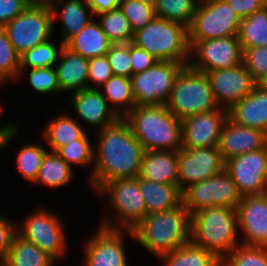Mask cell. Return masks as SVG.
Instances as JSON below:
<instances>
[{"label": "cell", "instance_id": "6f0895ef", "mask_svg": "<svg viewBox=\"0 0 267 266\" xmlns=\"http://www.w3.org/2000/svg\"><path fill=\"white\" fill-rule=\"evenodd\" d=\"M28 6H31L34 4V0H23Z\"/></svg>", "mask_w": 267, "mask_h": 266}, {"label": "cell", "instance_id": "f5cc1de1", "mask_svg": "<svg viewBox=\"0 0 267 266\" xmlns=\"http://www.w3.org/2000/svg\"><path fill=\"white\" fill-rule=\"evenodd\" d=\"M2 106L0 105V119H1V113H2ZM14 126L13 123H8L2 127H0V138H6V135L8 133V131Z\"/></svg>", "mask_w": 267, "mask_h": 266}, {"label": "cell", "instance_id": "44dd1931", "mask_svg": "<svg viewBox=\"0 0 267 266\" xmlns=\"http://www.w3.org/2000/svg\"><path fill=\"white\" fill-rule=\"evenodd\" d=\"M71 103L80 119L97 129L116 123L120 117L109 106L108 101L98 88H85L72 94Z\"/></svg>", "mask_w": 267, "mask_h": 266}, {"label": "cell", "instance_id": "cb8c5ba5", "mask_svg": "<svg viewBox=\"0 0 267 266\" xmlns=\"http://www.w3.org/2000/svg\"><path fill=\"white\" fill-rule=\"evenodd\" d=\"M178 151H145L141 162L139 178L178 185Z\"/></svg>", "mask_w": 267, "mask_h": 266}, {"label": "cell", "instance_id": "ab89813d", "mask_svg": "<svg viewBox=\"0 0 267 266\" xmlns=\"http://www.w3.org/2000/svg\"><path fill=\"white\" fill-rule=\"evenodd\" d=\"M56 153L72 167V165L94 164V148H92L87 133L80 139L60 147Z\"/></svg>", "mask_w": 267, "mask_h": 266}, {"label": "cell", "instance_id": "f907efd6", "mask_svg": "<svg viewBox=\"0 0 267 266\" xmlns=\"http://www.w3.org/2000/svg\"><path fill=\"white\" fill-rule=\"evenodd\" d=\"M96 16L119 7L118 0H84Z\"/></svg>", "mask_w": 267, "mask_h": 266}, {"label": "cell", "instance_id": "d6a6232c", "mask_svg": "<svg viewBox=\"0 0 267 266\" xmlns=\"http://www.w3.org/2000/svg\"><path fill=\"white\" fill-rule=\"evenodd\" d=\"M238 39L242 49L267 46V5L241 19Z\"/></svg>", "mask_w": 267, "mask_h": 266}, {"label": "cell", "instance_id": "603a6c76", "mask_svg": "<svg viewBox=\"0 0 267 266\" xmlns=\"http://www.w3.org/2000/svg\"><path fill=\"white\" fill-rule=\"evenodd\" d=\"M88 65V58L71 51L65 45L62 46L54 67L62 93L66 91L74 93L85 88H96L88 84Z\"/></svg>", "mask_w": 267, "mask_h": 266}, {"label": "cell", "instance_id": "277c9868", "mask_svg": "<svg viewBox=\"0 0 267 266\" xmlns=\"http://www.w3.org/2000/svg\"><path fill=\"white\" fill-rule=\"evenodd\" d=\"M236 210L206 207L191 214V242L223 260L238 242Z\"/></svg>", "mask_w": 267, "mask_h": 266}, {"label": "cell", "instance_id": "7402d4cb", "mask_svg": "<svg viewBox=\"0 0 267 266\" xmlns=\"http://www.w3.org/2000/svg\"><path fill=\"white\" fill-rule=\"evenodd\" d=\"M228 117L238 125L267 133V90L258 84L251 94L228 109Z\"/></svg>", "mask_w": 267, "mask_h": 266}, {"label": "cell", "instance_id": "ee69618b", "mask_svg": "<svg viewBox=\"0 0 267 266\" xmlns=\"http://www.w3.org/2000/svg\"><path fill=\"white\" fill-rule=\"evenodd\" d=\"M106 56L113 75L132 77L130 43L112 44Z\"/></svg>", "mask_w": 267, "mask_h": 266}, {"label": "cell", "instance_id": "3957f363", "mask_svg": "<svg viewBox=\"0 0 267 266\" xmlns=\"http://www.w3.org/2000/svg\"><path fill=\"white\" fill-rule=\"evenodd\" d=\"M122 119L145 151L182 148V121L165 104L134 106Z\"/></svg>", "mask_w": 267, "mask_h": 266}, {"label": "cell", "instance_id": "6da1fadb", "mask_svg": "<svg viewBox=\"0 0 267 266\" xmlns=\"http://www.w3.org/2000/svg\"><path fill=\"white\" fill-rule=\"evenodd\" d=\"M98 131L91 187L97 191L108 181L137 178L145 149L128 124L120 118L113 125Z\"/></svg>", "mask_w": 267, "mask_h": 266}, {"label": "cell", "instance_id": "f6af8a7d", "mask_svg": "<svg viewBox=\"0 0 267 266\" xmlns=\"http://www.w3.org/2000/svg\"><path fill=\"white\" fill-rule=\"evenodd\" d=\"M112 76L113 72L106 55L89 59L88 83L93 82L99 88Z\"/></svg>", "mask_w": 267, "mask_h": 266}, {"label": "cell", "instance_id": "ac0fdd59", "mask_svg": "<svg viewBox=\"0 0 267 266\" xmlns=\"http://www.w3.org/2000/svg\"><path fill=\"white\" fill-rule=\"evenodd\" d=\"M242 244L267 247V193L242 196L236 209Z\"/></svg>", "mask_w": 267, "mask_h": 266}, {"label": "cell", "instance_id": "8d00e7d4", "mask_svg": "<svg viewBox=\"0 0 267 266\" xmlns=\"http://www.w3.org/2000/svg\"><path fill=\"white\" fill-rule=\"evenodd\" d=\"M221 266H267V247L240 243L221 261Z\"/></svg>", "mask_w": 267, "mask_h": 266}, {"label": "cell", "instance_id": "e575fe53", "mask_svg": "<svg viewBox=\"0 0 267 266\" xmlns=\"http://www.w3.org/2000/svg\"><path fill=\"white\" fill-rule=\"evenodd\" d=\"M56 47L51 39L39 44L20 55V72L18 77L28 69L55 67L63 44ZM59 48V49H58Z\"/></svg>", "mask_w": 267, "mask_h": 266}, {"label": "cell", "instance_id": "d590c367", "mask_svg": "<svg viewBox=\"0 0 267 266\" xmlns=\"http://www.w3.org/2000/svg\"><path fill=\"white\" fill-rule=\"evenodd\" d=\"M198 3V0H158L155 15L189 27Z\"/></svg>", "mask_w": 267, "mask_h": 266}, {"label": "cell", "instance_id": "681fc988", "mask_svg": "<svg viewBox=\"0 0 267 266\" xmlns=\"http://www.w3.org/2000/svg\"><path fill=\"white\" fill-rule=\"evenodd\" d=\"M234 12L244 19L267 5V0H225Z\"/></svg>", "mask_w": 267, "mask_h": 266}, {"label": "cell", "instance_id": "1f68e13d", "mask_svg": "<svg viewBox=\"0 0 267 266\" xmlns=\"http://www.w3.org/2000/svg\"><path fill=\"white\" fill-rule=\"evenodd\" d=\"M74 172L56 152H46L34 183L50 188H58L69 183Z\"/></svg>", "mask_w": 267, "mask_h": 266}, {"label": "cell", "instance_id": "5bb4252c", "mask_svg": "<svg viewBox=\"0 0 267 266\" xmlns=\"http://www.w3.org/2000/svg\"><path fill=\"white\" fill-rule=\"evenodd\" d=\"M225 171L242 196L267 193V146L226 160Z\"/></svg>", "mask_w": 267, "mask_h": 266}, {"label": "cell", "instance_id": "816d5d0a", "mask_svg": "<svg viewBox=\"0 0 267 266\" xmlns=\"http://www.w3.org/2000/svg\"><path fill=\"white\" fill-rule=\"evenodd\" d=\"M16 132L17 128L14 124V126L8 131L6 138H0V152L8 145V143H11L10 141H12L14 137H16Z\"/></svg>", "mask_w": 267, "mask_h": 266}, {"label": "cell", "instance_id": "5b68a950", "mask_svg": "<svg viewBox=\"0 0 267 266\" xmlns=\"http://www.w3.org/2000/svg\"><path fill=\"white\" fill-rule=\"evenodd\" d=\"M132 44L159 61H175L185 66L190 61L188 27L179 22L155 17L144 28L134 32Z\"/></svg>", "mask_w": 267, "mask_h": 266}, {"label": "cell", "instance_id": "74e56055", "mask_svg": "<svg viewBox=\"0 0 267 266\" xmlns=\"http://www.w3.org/2000/svg\"><path fill=\"white\" fill-rule=\"evenodd\" d=\"M45 147L39 144H28L20 148L17 154V168L28 181H36L42 159L46 154Z\"/></svg>", "mask_w": 267, "mask_h": 266}, {"label": "cell", "instance_id": "7a4b0ae2", "mask_svg": "<svg viewBox=\"0 0 267 266\" xmlns=\"http://www.w3.org/2000/svg\"><path fill=\"white\" fill-rule=\"evenodd\" d=\"M125 232L159 258L191 242V213L181 203L174 209L146 215Z\"/></svg>", "mask_w": 267, "mask_h": 266}, {"label": "cell", "instance_id": "60d3db41", "mask_svg": "<svg viewBox=\"0 0 267 266\" xmlns=\"http://www.w3.org/2000/svg\"><path fill=\"white\" fill-rule=\"evenodd\" d=\"M119 8L130 21L134 32L144 28L156 17L155 8L145 4L141 0L120 1Z\"/></svg>", "mask_w": 267, "mask_h": 266}, {"label": "cell", "instance_id": "7c38bea8", "mask_svg": "<svg viewBox=\"0 0 267 266\" xmlns=\"http://www.w3.org/2000/svg\"><path fill=\"white\" fill-rule=\"evenodd\" d=\"M23 223L22 228H17L20 236L37 245L55 261L64 257L67 249L65 230L56 213L39 208L26 216Z\"/></svg>", "mask_w": 267, "mask_h": 266}, {"label": "cell", "instance_id": "f1b7e54d", "mask_svg": "<svg viewBox=\"0 0 267 266\" xmlns=\"http://www.w3.org/2000/svg\"><path fill=\"white\" fill-rule=\"evenodd\" d=\"M85 134L78 120L66 113L53 118L43 131L44 140L53 152L67 143L82 138Z\"/></svg>", "mask_w": 267, "mask_h": 266}, {"label": "cell", "instance_id": "d4e9b609", "mask_svg": "<svg viewBox=\"0 0 267 266\" xmlns=\"http://www.w3.org/2000/svg\"><path fill=\"white\" fill-rule=\"evenodd\" d=\"M50 8L52 10L53 19H55L59 11L61 12V43L63 45L78 34L92 20L91 16L93 13L91 8L84 0H55L50 4ZM88 10L91 13L90 17L88 15Z\"/></svg>", "mask_w": 267, "mask_h": 266}, {"label": "cell", "instance_id": "9c48e42d", "mask_svg": "<svg viewBox=\"0 0 267 266\" xmlns=\"http://www.w3.org/2000/svg\"><path fill=\"white\" fill-rule=\"evenodd\" d=\"M240 24L241 18L225 0L201 1L188 27L189 40L238 36Z\"/></svg>", "mask_w": 267, "mask_h": 266}, {"label": "cell", "instance_id": "30bf717a", "mask_svg": "<svg viewBox=\"0 0 267 266\" xmlns=\"http://www.w3.org/2000/svg\"><path fill=\"white\" fill-rule=\"evenodd\" d=\"M184 66L175 61H157L153 67L132 75L135 106L166 104L175 79Z\"/></svg>", "mask_w": 267, "mask_h": 266}, {"label": "cell", "instance_id": "2e32d148", "mask_svg": "<svg viewBox=\"0 0 267 266\" xmlns=\"http://www.w3.org/2000/svg\"><path fill=\"white\" fill-rule=\"evenodd\" d=\"M216 102L229 109L240 99L252 93L259 84L242 63L225 69L206 72Z\"/></svg>", "mask_w": 267, "mask_h": 266}, {"label": "cell", "instance_id": "11a10c76", "mask_svg": "<svg viewBox=\"0 0 267 266\" xmlns=\"http://www.w3.org/2000/svg\"><path fill=\"white\" fill-rule=\"evenodd\" d=\"M55 0H34V4H46L50 5Z\"/></svg>", "mask_w": 267, "mask_h": 266}, {"label": "cell", "instance_id": "4fadbf2b", "mask_svg": "<svg viewBox=\"0 0 267 266\" xmlns=\"http://www.w3.org/2000/svg\"><path fill=\"white\" fill-rule=\"evenodd\" d=\"M189 43L191 61L188 65L197 71L206 73L242 63L243 51L238 36L189 40Z\"/></svg>", "mask_w": 267, "mask_h": 266}, {"label": "cell", "instance_id": "83f0119b", "mask_svg": "<svg viewBox=\"0 0 267 266\" xmlns=\"http://www.w3.org/2000/svg\"><path fill=\"white\" fill-rule=\"evenodd\" d=\"M56 261L18 233L14 236L2 266H53Z\"/></svg>", "mask_w": 267, "mask_h": 266}, {"label": "cell", "instance_id": "484cf974", "mask_svg": "<svg viewBox=\"0 0 267 266\" xmlns=\"http://www.w3.org/2000/svg\"><path fill=\"white\" fill-rule=\"evenodd\" d=\"M138 181L147 215L174 209L182 203V192L178 185L152 182L139 177Z\"/></svg>", "mask_w": 267, "mask_h": 266}, {"label": "cell", "instance_id": "52a82bcc", "mask_svg": "<svg viewBox=\"0 0 267 266\" xmlns=\"http://www.w3.org/2000/svg\"><path fill=\"white\" fill-rule=\"evenodd\" d=\"M55 20L50 5L33 4L7 23L3 28L20 56L42 44L53 34Z\"/></svg>", "mask_w": 267, "mask_h": 266}, {"label": "cell", "instance_id": "9f6ffc18", "mask_svg": "<svg viewBox=\"0 0 267 266\" xmlns=\"http://www.w3.org/2000/svg\"><path fill=\"white\" fill-rule=\"evenodd\" d=\"M259 84L267 90V77L264 78Z\"/></svg>", "mask_w": 267, "mask_h": 266}, {"label": "cell", "instance_id": "c3c4849f", "mask_svg": "<svg viewBox=\"0 0 267 266\" xmlns=\"http://www.w3.org/2000/svg\"><path fill=\"white\" fill-rule=\"evenodd\" d=\"M27 7L23 0H0V27H4Z\"/></svg>", "mask_w": 267, "mask_h": 266}, {"label": "cell", "instance_id": "f546056e", "mask_svg": "<svg viewBox=\"0 0 267 266\" xmlns=\"http://www.w3.org/2000/svg\"><path fill=\"white\" fill-rule=\"evenodd\" d=\"M163 266H221L213 253L189 242L176 250L162 254Z\"/></svg>", "mask_w": 267, "mask_h": 266}, {"label": "cell", "instance_id": "836d02e7", "mask_svg": "<svg viewBox=\"0 0 267 266\" xmlns=\"http://www.w3.org/2000/svg\"><path fill=\"white\" fill-rule=\"evenodd\" d=\"M97 16H100L102 30L113 44L132 43L134 31L119 7Z\"/></svg>", "mask_w": 267, "mask_h": 266}, {"label": "cell", "instance_id": "9a60e30c", "mask_svg": "<svg viewBox=\"0 0 267 266\" xmlns=\"http://www.w3.org/2000/svg\"><path fill=\"white\" fill-rule=\"evenodd\" d=\"M178 160V188L181 192L225 170V160L219 147L181 148Z\"/></svg>", "mask_w": 267, "mask_h": 266}, {"label": "cell", "instance_id": "4dcf8cb0", "mask_svg": "<svg viewBox=\"0 0 267 266\" xmlns=\"http://www.w3.org/2000/svg\"><path fill=\"white\" fill-rule=\"evenodd\" d=\"M101 91L105 99L110 103L115 113L123 118L134 106L135 100L132 94L131 78L113 75ZM104 91V92H103Z\"/></svg>", "mask_w": 267, "mask_h": 266}, {"label": "cell", "instance_id": "b9f144b4", "mask_svg": "<svg viewBox=\"0 0 267 266\" xmlns=\"http://www.w3.org/2000/svg\"><path fill=\"white\" fill-rule=\"evenodd\" d=\"M28 79L30 86L41 94L62 93L54 67L29 69Z\"/></svg>", "mask_w": 267, "mask_h": 266}, {"label": "cell", "instance_id": "8fae6325", "mask_svg": "<svg viewBox=\"0 0 267 266\" xmlns=\"http://www.w3.org/2000/svg\"><path fill=\"white\" fill-rule=\"evenodd\" d=\"M242 195L230 175L224 170L204 181L190 185L182 192V203L192 214L206 207L237 209Z\"/></svg>", "mask_w": 267, "mask_h": 266}, {"label": "cell", "instance_id": "8992f818", "mask_svg": "<svg viewBox=\"0 0 267 266\" xmlns=\"http://www.w3.org/2000/svg\"><path fill=\"white\" fill-rule=\"evenodd\" d=\"M181 121L199 113L220 109L205 72L186 65L177 75L165 104Z\"/></svg>", "mask_w": 267, "mask_h": 266}, {"label": "cell", "instance_id": "ffe728a7", "mask_svg": "<svg viewBox=\"0 0 267 266\" xmlns=\"http://www.w3.org/2000/svg\"><path fill=\"white\" fill-rule=\"evenodd\" d=\"M266 146V132L238 125L229 117L225 120L218 146L225 161L247 152L263 149Z\"/></svg>", "mask_w": 267, "mask_h": 266}, {"label": "cell", "instance_id": "ba28073f", "mask_svg": "<svg viewBox=\"0 0 267 266\" xmlns=\"http://www.w3.org/2000/svg\"><path fill=\"white\" fill-rule=\"evenodd\" d=\"M97 193L102 196L104 193L110 195L109 200L117 216L114 225L107 220L100 226L110 229H132L147 215L138 177L108 181L97 190Z\"/></svg>", "mask_w": 267, "mask_h": 266}, {"label": "cell", "instance_id": "7dc6e473", "mask_svg": "<svg viewBox=\"0 0 267 266\" xmlns=\"http://www.w3.org/2000/svg\"><path fill=\"white\" fill-rule=\"evenodd\" d=\"M130 57L132 75L143 72L148 68L153 67L157 63V61H159L149 52L136 47L132 43H130Z\"/></svg>", "mask_w": 267, "mask_h": 266}, {"label": "cell", "instance_id": "4316f807", "mask_svg": "<svg viewBox=\"0 0 267 266\" xmlns=\"http://www.w3.org/2000/svg\"><path fill=\"white\" fill-rule=\"evenodd\" d=\"M112 42L102 30L100 23L93 20L78 34L72 37L65 46L85 58L105 56Z\"/></svg>", "mask_w": 267, "mask_h": 266}, {"label": "cell", "instance_id": "db71d44e", "mask_svg": "<svg viewBox=\"0 0 267 266\" xmlns=\"http://www.w3.org/2000/svg\"><path fill=\"white\" fill-rule=\"evenodd\" d=\"M141 1L147 5H150L153 8H155L158 3V0H141Z\"/></svg>", "mask_w": 267, "mask_h": 266}, {"label": "cell", "instance_id": "d6986e66", "mask_svg": "<svg viewBox=\"0 0 267 266\" xmlns=\"http://www.w3.org/2000/svg\"><path fill=\"white\" fill-rule=\"evenodd\" d=\"M124 232L125 229L98 227L96 234L86 243V260L82 266H128Z\"/></svg>", "mask_w": 267, "mask_h": 266}, {"label": "cell", "instance_id": "bcb514c9", "mask_svg": "<svg viewBox=\"0 0 267 266\" xmlns=\"http://www.w3.org/2000/svg\"><path fill=\"white\" fill-rule=\"evenodd\" d=\"M17 228L18 224L0 214V264L5 260L9 252L12 240L17 234Z\"/></svg>", "mask_w": 267, "mask_h": 266}, {"label": "cell", "instance_id": "e0dca14e", "mask_svg": "<svg viewBox=\"0 0 267 266\" xmlns=\"http://www.w3.org/2000/svg\"><path fill=\"white\" fill-rule=\"evenodd\" d=\"M228 110L220 108L182 120V148L218 147Z\"/></svg>", "mask_w": 267, "mask_h": 266}, {"label": "cell", "instance_id": "7bdbcfd3", "mask_svg": "<svg viewBox=\"0 0 267 266\" xmlns=\"http://www.w3.org/2000/svg\"><path fill=\"white\" fill-rule=\"evenodd\" d=\"M242 62L253 78L260 83L267 77V46L242 49Z\"/></svg>", "mask_w": 267, "mask_h": 266}, {"label": "cell", "instance_id": "f35d334b", "mask_svg": "<svg viewBox=\"0 0 267 266\" xmlns=\"http://www.w3.org/2000/svg\"><path fill=\"white\" fill-rule=\"evenodd\" d=\"M20 56L9 41L7 32L0 27V81L17 80L20 72Z\"/></svg>", "mask_w": 267, "mask_h": 266}]
</instances>
